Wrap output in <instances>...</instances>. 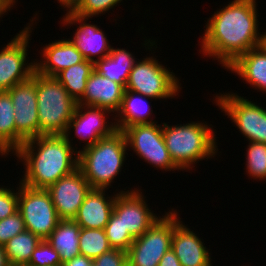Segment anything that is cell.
I'll return each mask as SVG.
<instances>
[{"mask_svg": "<svg viewBox=\"0 0 266 266\" xmlns=\"http://www.w3.org/2000/svg\"><path fill=\"white\" fill-rule=\"evenodd\" d=\"M226 69L239 75L251 87L266 93V48L263 45L242 54Z\"/></svg>", "mask_w": 266, "mask_h": 266, "instance_id": "cell-21", "label": "cell"}, {"mask_svg": "<svg viewBox=\"0 0 266 266\" xmlns=\"http://www.w3.org/2000/svg\"><path fill=\"white\" fill-rule=\"evenodd\" d=\"M12 151V152H11ZM16 151V125L12 99L7 91H0V155Z\"/></svg>", "mask_w": 266, "mask_h": 266, "instance_id": "cell-25", "label": "cell"}, {"mask_svg": "<svg viewBox=\"0 0 266 266\" xmlns=\"http://www.w3.org/2000/svg\"><path fill=\"white\" fill-rule=\"evenodd\" d=\"M262 45L266 48V32L262 35Z\"/></svg>", "mask_w": 266, "mask_h": 266, "instance_id": "cell-41", "label": "cell"}, {"mask_svg": "<svg viewBox=\"0 0 266 266\" xmlns=\"http://www.w3.org/2000/svg\"><path fill=\"white\" fill-rule=\"evenodd\" d=\"M91 186L79 168L60 178L46 190L49 192L58 217L73 220Z\"/></svg>", "mask_w": 266, "mask_h": 266, "instance_id": "cell-15", "label": "cell"}, {"mask_svg": "<svg viewBox=\"0 0 266 266\" xmlns=\"http://www.w3.org/2000/svg\"><path fill=\"white\" fill-rule=\"evenodd\" d=\"M207 20L201 50L204 56L230 66L239 56L262 45L256 0H233Z\"/></svg>", "mask_w": 266, "mask_h": 266, "instance_id": "cell-1", "label": "cell"}, {"mask_svg": "<svg viewBox=\"0 0 266 266\" xmlns=\"http://www.w3.org/2000/svg\"><path fill=\"white\" fill-rule=\"evenodd\" d=\"M157 58L138 59L129 73L125 90H130L155 100L172 99L179 94L181 83L175 74L160 64Z\"/></svg>", "mask_w": 266, "mask_h": 266, "instance_id": "cell-7", "label": "cell"}, {"mask_svg": "<svg viewBox=\"0 0 266 266\" xmlns=\"http://www.w3.org/2000/svg\"><path fill=\"white\" fill-rule=\"evenodd\" d=\"M180 221L173 230L171 249L181 266H212L211 253L201 238Z\"/></svg>", "mask_w": 266, "mask_h": 266, "instance_id": "cell-17", "label": "cell"}, {"mask_svg": "<svg viewBox=\"0 0 266 266\" xmlns=\"http://www.w3.org/2000/svg\"><path fill=\"white\" fill-rule=\"evenodd\" d=\"M80 230L81 227L74 220H60L47 238V241L59 253L62 263L80 255Z\"/></svg>", "mask_w": 266, "mask_h": 266, "instance_id": "cell-24", "label": "cell"}, {"mask_svg": "<svg viewBox=\"0 0 266 266\" xmlns=\"http://www.w3.org/2000/svg\"><path fill=\"white\" fill-rule=\"evenodd\" d=\"M110 113V111L101 107L77 104L74 115L63 135L71 144L73 139H71L70 132L75 130L76 137H79L81 141L86 139L85 142L87 143L82 149L92 146L99 139L111 136L117 131L115 123H108L109 120L107 119L110 118L107 115L109 116ZM71 128L73 131H71Z\"/></svg>", "mask_w": 266, "mask_h": 266, "instance_id": "cell-13", "label": "cell"}, {"mask_svg": "<svg viewBox=\"0 0 266 266\" xmlns=\"http://www.w3.org/2000/svg\"><path fill=\"white\" fill-rule=\"evenodd\" d=\"M61 6H63V9H67L66 10V14L74 12L76 7L78 6V2L79 0H57Z\"/></svg>", "mask_w": 266, "mask_h": 266, "instance_id": "cell-38", "label": "cell"}, {"mask_svg": "<svg viewBox=\"0 0 266 266\" xmlns=\"http://www.w3.org/2000/svg\"><path fill=\"white\" fill-rule=\"evenodd\" d=\"M127 147L133 148L138 157L154 167L165 171L180 170L171 160L162 132L157 123L129 126L122 131Z\"/></svg>", "mask_w": 266, "mask_h": 266, "instance_id": "cell-10", "label": "cell"}, {"mask_svg": "<svg viewBox=\"0 0 266 266\" xmlns=\"http://www.w3.org/2000/svg\"><path fill=\"white\" fill-rule=\"evenodd\" d=\"M41 51L42 61L35 62V71L48 77H55L62 70L85 60L69 38L46 44Z\"/></svg>", "mask_w": 266, "mask_h": 266, "instance_id": "cell-18", "label": "cell"}, {"mask_svg": "<svg viewBox=\"0 0 266 266\" xmlns=\"http://www.w3.org/2000/svg\"><path fill=\"white\" fill-rule=\"evenodd\" d=\"M177 214L171 208L170 212L162 215L140 237L134 239L126 251L128 266H158L171 248L174 227L181 221Z\"/></svg>", "mask_w": 266, "mask_h": 266, "instance_id": "cell-6", "label": "cell"}, {"mask_svg": "<svg viewBox=\"0 0 266 266\" xmlns=\"http://www.w3.org/2000/svg\"><path fill=\"white\" fill-rule=\"evenodd\" d=\"M106 189L91 188L78 209L74 221L81 228L104 229L113 212L116 195L106 196Z\"/></svg>", "mask_w": 266, "mask_h": 266, "instance_id": "cell-20", "label": "cell"}, {"mask_svg": "<svg viewBox=\"0 0 266 266\" xmlns=\"http://www.w3.org/2000/svg\"><path fill=\"white\" fill-rule=\"evenodd\" d=\"M136 59L129 50L112 47L109 56L94 63V70L126 88L129 73Z\"/></svg>", "mask_w": 266, "mask_h": 266, "instance_id": "cell-23", "label": "cell"}, {"mask_svg": "<svg viewBox=\"0 0 266 266\" xmlns=\"http://www.w3.org/2000/svg\"><path fill=\"white\" fill-rule=\"evenodd\" d=\"M18 211V191L7 187H0V220Z\"/></svg>", "mask_w": 266, "mask_h": 266, "instance_id": "cell-34", "label": "cell"}, {"mask_svg": "<svg viewBox=\"0 0 266 266\" xmlns=\"http://www.w3.org/2000/svg\"><path fill=\"white\" fill-rule=\"evenodd\" d=\"M129 150L125 135L115 131L94 145L78 150V168L91 188L107 189L119 173Z\"/></svg>", "mask_w": 266, "mask_h": 266, "instance_id": "cell-4", "label": "cell"}, {"mask_svg": "<svg viewBox=\"0 0 266 266\" xmlns=\"http://www.w3.org/2000/svg\"><path fill=\"white\" fill-rule=\"evenodd\" d=\"M216 105L247 138L248 142L266 143V109L235 93H219Z\"/></svg>", "mask_w": 266, "mask_h": 266, "instance_id": "cell-9", "label": "cell"}, {"mask_svg": "<svg viewBox=\"0 0 266 266\" xmlns=\"http://www.w3.org/2000/svg\"><path fill=\"white\" fill-rule=\"evenodd\" d=\"M122 0H79L73 13L87 18L97 17L117 6Z\"/></svg>", "mask_w": 266, "mask_h": 266, "instance_id": "cell-32", "label": "cell"}, {"mask_svg": "<svg viewBox=\"0 0 266 266\" xmlns=\"http://www.w3.org/2000/svg\"><path fill=\"white\" fill-rule=\"evenodd\" d=\"M25 230L24 219L19 211L0 220V245L4 246L8 240Z\"/></svg>", "mask_w": 266, "mask_h": 266, "instance_id": "cell-33", "label": "cell"}, {"mask_svg": "<svg viewBox=\"0 0 266 266\" xmlns=\"http://www.w3.org/2000/svg\"><path fill=\"white\" fill-rule=\"evenodd\" d=\"M34 18L0 51V91L28 80L35 71V61L26 63Z\"/></svg>", "mask_w": 266, "mask_h": 266, "instance_id": "cell-11", "label": "cell"}, {"mask_svg": "<svg viewBox=\"0 0 266 266\" xmlns=\"http://www.w3.org/2000/svg\"><path fill=\"white\" fill-rule=\"evenodd\" d=\"M158 266H181L174 251L170 248L161 258Z\"/></svg>", "mask_w": 266, "mask_h": 266, "instance_id": "cell-37", "label": "cell"}, {"mask_svg": "<svg viewBox=\"0 0 266 266\" xmlns=\"http://www.w3.org/2000/svg\"><path fill=\"white\" fill-rule=\"evenodd\" d=\"M18 211L25 228L41 240L47 239L59 221L51 196L46 189H34L19 182Z\"/></svg>", "mask_w": 266, "mask_h": 266, "instance_id": "cell-8", "label": "cell"}, {"mask_svg": "<svg viewBox=\"0 0 266 266\" xmlns=\"http://www.w3.org/2000/svg\"><path fill=\"white\" fill-rule=\"evenodd\" d=\"M92 265H93V259L81 254L71 258L69 261L62 263V266H92Z\"/></svg>", "mask_w": 266, "mask_h": 266, "instance_id": "cell-36", "label": "cell"}, {"mask_svg": "<svg viewBox=\"0 0 266 266\" xmlns=\"http://www.w3.org/2000/svg\"><path fill=\"white\" fill-rule=\"evenodd\" d=\"M0 266H10L4 246L0 245Z\"/></svg>", "mask_w": 266, "mask_h": 266, "instance_id": "cell-40", "label": "cell"}, {"mask_svg": "<svg viewBox=\"0 0 266 266\" xmlns=\"http://www.w3.org/2000/svg\"><path fill=\"white\" fill-rule=\"evenodd\" d=\"M149 99L153 98L130 90H125L120 109L116 116H113V119L115 120L113 122L116 125V129L118 131H123L129 126L157 123L151 119L153 111L152 106L150 108V106L147 105L150 103L147 101Z\"/></svg>", "mask_w": 266, "mask_h": 266, "instance_id": "cell-22", "label": "cell"}, {"mask_svg": "<svg viewBox=\"0 0 266 266\" xmlns=\"http://www.w3.org/2000/svg\"><path fill=\"white\" fill-rule=\"evenodd\" d=\"M92 266H128L127 252L120 249H111L93 259Z\"/></svg>", "mask_w": 266, "mask_h": 266, "instance_id": "cell-35", "label": "cell"}, {"mask_svg": "<svg viewBox=\"0 0 266 266\" xmlns=\"http://www.w3.org/2000/svg\"><path fill=\"white\" fill-rule=\"evenodd\" d=\"M15 3V0H0V18L3 17V14L6 15L5 13L10 11L11 7H13Z\"/></svg>", "mask_w": 266, "mask_h": 266, "instance_id": "cell-39", "label": "cell"}, {"mask_svg": "<svg viewBox=\"0 0 266 266\" xmlns=\"http://www.w3.org/2000/svg\"><path fill=\"white\" fill-rule=\"evenodd\" d=\"M142 190L135 188L118 192L113 212L121 219L125 230L134 237H140L161 216L153 213L145 201Z\"/></svg>", "mask_w": 266, "mask_h": 266, "instance_id": "cell-14", "label": "cell"}, {"mask_svg": "<svg viewBox=\"0 0 266 266\" xmlns=\"http://www.w3.org/2000/svg\"><path fill=\"white\" fill-rule=\"evenodd\" d=\"M104 231L113 249L127 251L135 239L128 230H125L121 219L114 212L110 215Z\"/></svg>", "mask_w": 266, "mask_h": 266, "instance_id": "cell-30", "label": "cell"}, {"mask_svg": "<svg viewBox=\"0 0 266 266\" xmlns=\"http://www.w3.org/2000/svg\"><path fill=\"white\" fill-rule=\"evenodd\" d=\"M125 88L94 70L86 82V90L77 104L104 108L110 112L119 111Z\"/></svg>", "mask_w": 266, "mask_h": 266, "instance_id": "cell-19", "label": "cell"}, {"mask_svg": "<svg viewBox=\"0 0 266 266\" xmlns=\"http://www.w3.org/2000/svg\"><path fill=\"white\" fill-rule=\"evenodd\" d=\"M89 18L79 16L73 12L65 14L62 20L64 26L77 25L74 36L70 39L76 48L81 52L85 60L95 63L106 56H109L112 46L102 29L96 24L87 23ZM77 23V24H76ZM97 59L94 60L95 57Z\"/></svg>", "mask_w": 266, "mask_h": 266, "instance_id": "cell-16", "label": "cell"}, {"mask_svg": "<svg viewBox=\"0 0 266 266\" xmlns=\"http://www.w3.org/2000/svg\"><path fill=\"white\" fill-rule=\"evenodd\" d=\"M94 71V63L84 60L62 70L55 78L63 85L68 94L78 102L86 90V82Z\"/></svg>", "mask_w": 266, "mask_h": 266, "instance_id": "cell-26", "label": "cell"}, {"mask_svg": "<svg viewBox=\"0 0 266 266\" xmlns=\"http://www.w3.org/2000/svg\"><path fill=\"white\" fill-rule=\"evenodd\" d=\"M163 138L173 163L190 170L200 160L214 158L218 152L215 131L206 122L170 126L162 124Z\"/></svg>", "mask_w": 266, "mask_h": 266, "instance_id": "cell-3", "label": "cell"}, {"mask_svg": "<svg viewBox=\"0 0 266 266\" xmlns=\"http://www.w3.org/2000/svg\"><path fill=\"white\" fill-rule=\"evenodd\" d=\"M112 247L106 237L104 229L81 228L79 233L80 254L95 259L108 252Z\"/></svg>", "mask_w": 266, "mask_h": 266, "instance_id": "cell-28", "label": "cell"}, {"mask_svg": "<svg viewBox=\"0 0 266 266\" xmlns=\"http://www.w3.org/2000/svg\"><path fill=\"white\" fill-rule=\"evenodd\" d=\"M7 92L14 107L17 150L25 141L39 136L35 71L28 80L14 85Z\"/></svg>", "mask_w": 266, "mask_h": 266, "instance_id": "cell-12", "label": "cell"}, {"mask_svg": "<svg viewBox=\"0 0 266 266\" xmlns=\"http://www.w3.org/2000/svg\"><path fill=\"white\" fill-rule=\"evenodd\" d=\"M41 239L31 231L17 234L4 245L8 261L12 266H28L32 253Z\"/></svg>", "mask_w": 266, "mask_h": 266, "instance_id": "cell-27", "label": "cell"}, {"mask_svg": "<svg viewBox=\"0 0 266 266\" xmlns=\"http://www.w3.org/2000/svg\"><path fill=\"white\" fill-rule=\"evenodd\" d=\"M37 112L40 135H63L72 119L77 102L55 78L35 71Z\"/></svg>", "mask_w": 266, "mask_h": 266, "instance_id": "cell-5", "label": "cell"}, {"mask_svg": "<svg viewBox=\"0 0 266 266\" xmlns=\"http://www.w3.org/2000/svg\"><path fill=\"white\" fill-rule=\"evenodd\" d=\"M28 266H62V261L59 253L44 239L36 246Z\"/></svg>", "mask_w": 266, "mask_h": 266, "instance_id": "cell-31", "label": "cell"}, {"mask_svg": "<svg viewBox=\"0 0 266 266\" xmlns=\"http://www.w3.org/2000/svg\"><path fill=\"white\" fill-rule=\"evenodd\" d=\"M75 150L64 135H40L25 141L14 152L25 165L21 183L34 189H47L78 168Z\"/></svg>", "mask_w": 266, "mask_h": 266, "instance_id": "cell-2", "label": "cell"}, {"mask_svg": "<svg viewBox=\"0 0 266 266\" xmlns=\"http://www.w3.org/2000/svg\"><path fill=\"white\" fill-rule=\"evenodd\" d=\"M246 149V172L251 179L266 180V143L249 142Z\"/></svg>", "mask_w": 266, "mask_h": 266, "instance_id": "cell-29", "label": "cell"}]
</instances>
